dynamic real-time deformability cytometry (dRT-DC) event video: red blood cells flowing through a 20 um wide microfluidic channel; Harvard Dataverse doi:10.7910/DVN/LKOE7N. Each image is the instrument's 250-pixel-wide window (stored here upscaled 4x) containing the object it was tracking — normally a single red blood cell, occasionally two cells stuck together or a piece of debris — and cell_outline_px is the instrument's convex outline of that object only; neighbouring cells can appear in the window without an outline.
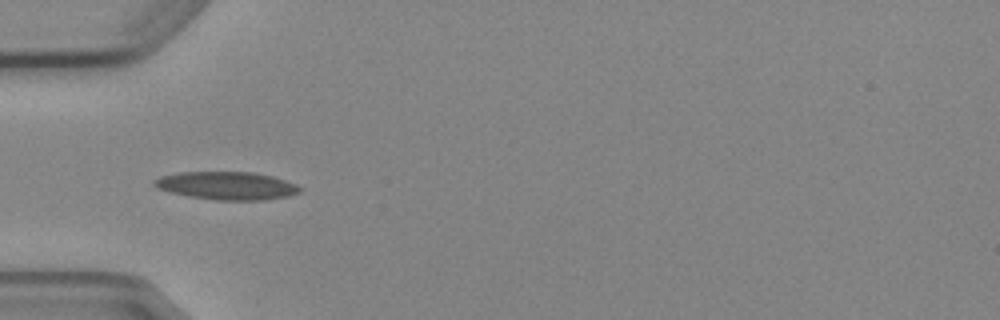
{"species": "Egyptian fruit bat (a non-hibernating species)", "species_latin": "Rousettus aegyptiacus", "temperature_condition": "cold", "stored_images_in_passage": 8, "camera_frame_rate_fps": 3000, "um_per_image_px": 0.085, "animal": {"sex": "female"}, "frame": {"image": 1, "passage_image": 5, "time_ms": 5.667, "image_size_px": [1000, 320], "cell_outline_px": [[300, 192], [288, 196], [264, 200], [216, 200], [188, 196], [156, 188], [152, 184], [152, 180], [160, 176], [180, 172], [252, 172], [272, 176], [296, 184], [300, 188]], "centroid_in_image_um": [19.24, 15.78], "position_along_channel_um": 65.8, "area_um2": 23.7}}
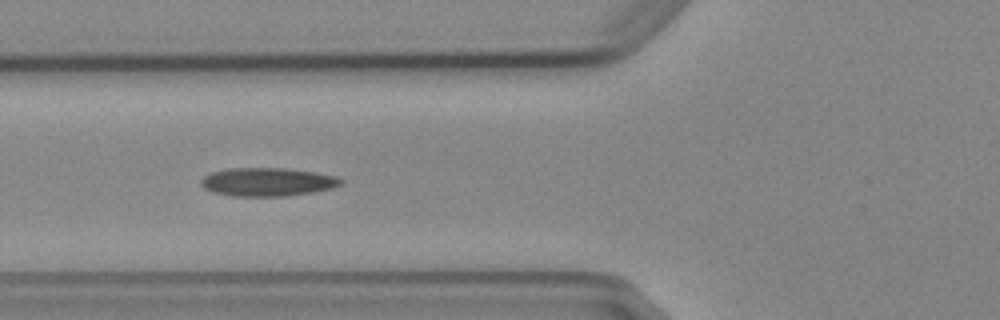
{"frame": {"image": 2, "passage_image": 6, "time_ms": 6.667, "image_size_px": [1000, 320], "cell_outline_px": [[344, 184], [332, 188], [312, 192], [284, 196], [232, 196], [212, 192], [204, 188], [200, 184], [200, 180], [204, 176], [212, 172], [228, 168], [284, 168], [316, 172], [336, 176], [344, 180]], "centroid_in_image_um": [22.74, 15.46], "position_along_channel_um": 103.1, "area_um2": 23.29}}
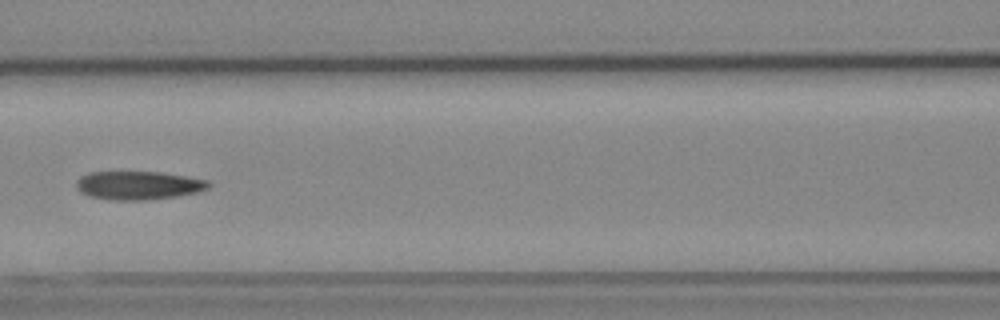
{"frame": {"image": 3, "passage_image": 7, "time_ms": 8.0, "image_size_px": [1000, 320], "cell_outline_px": [[212, 184], [208, 188], [200, 192], [176, 196], [144, 200], [108, 200], [92, 196], [80, 192], [76, 188], [76, 184], [88, 172], [160, 172], [208, 180]], "centroid_in_image_um": [11.81, 15.76], "position_along_channel_um": 154.8, "area_um2": 21.79}}